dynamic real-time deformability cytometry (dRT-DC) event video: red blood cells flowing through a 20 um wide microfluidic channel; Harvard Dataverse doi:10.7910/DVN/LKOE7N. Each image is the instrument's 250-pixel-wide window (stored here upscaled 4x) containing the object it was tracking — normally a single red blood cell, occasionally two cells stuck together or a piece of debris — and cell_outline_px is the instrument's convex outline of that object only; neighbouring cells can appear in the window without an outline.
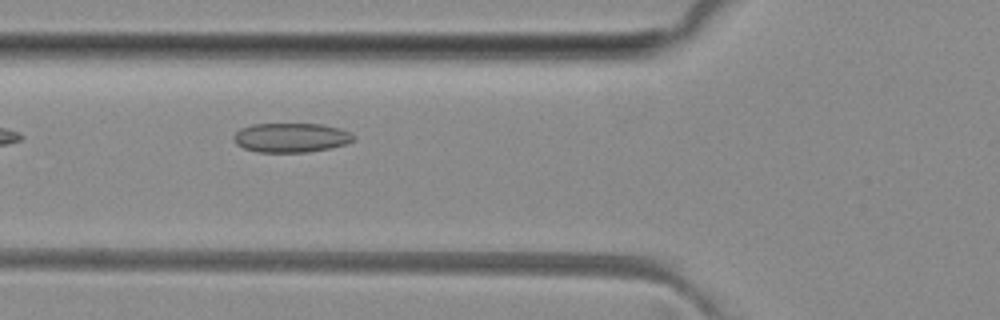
{"species": "common noctule bat (a hibernating species)", "species_latin": "Nyctalus noctula", "temperature_condition": "room temperature", "stored_images_in_passage": 36, "camera_frame_rate_fps": 3000, "um_per_image_px": 0.085, "animal": {"sex": "female", "body_mass_g": 29.2, "forearm_length_mm": 56.3}, "frame": {"image": 1, "passage_image": 4, "time_ms": 1.0, "image_size_px": [1000, 320], "cell_outline_px": [[356, 140], [344, 144], [328, 148], [308, 152], [256, 152], [244, 148], [236, 144], [232, 140], [232, 136], [240, 128], [252, 124], [320, 124], [340, 128], [356, 136]], "centroid_in_image_um": [24.7, 11.7], "position_along_channel_um": 101.1, "area_um2": 20.58}}
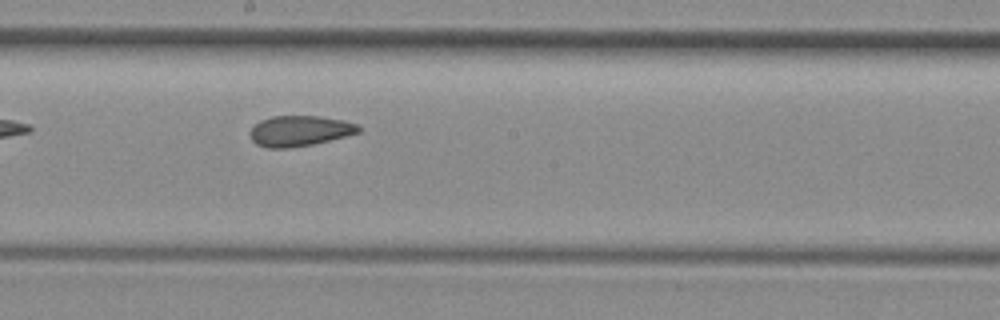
{"frame": {"image": 2, "passage_image": 13, "time_ms": 4.0, "image_size_px": [1000, 320], "cell_outline_px": [[360, 132], [312, 144], [288, 148], [264, 148], [256, 144], [252, 140], [252, 128], [260, 120], [272, 116], [320, 116], [344, 120], [356, 124], [360, 128]], "centroid_in_image_um": [25.46, 11.12], "position_along_channel_um": 222.7, "area_um2": 19.07}}
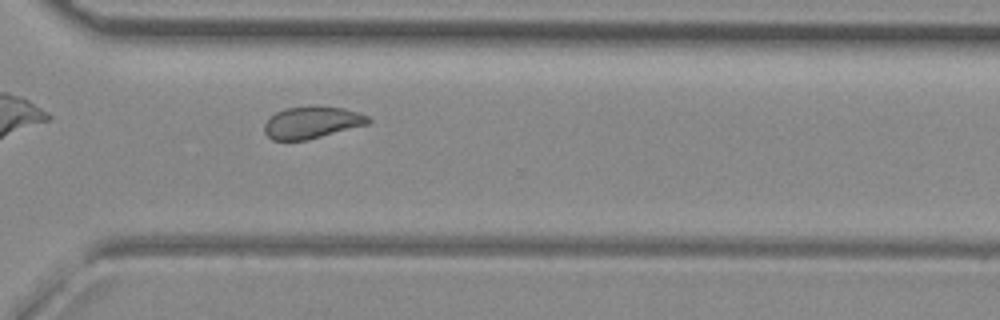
{"frame": {"image": 3, "passage_image": 22, "time_ms": 7.0, "image_size_px": [1000, 320], "cell_outline_px": [[372, 120], [368, 124], [308, 140], [272, 140], [264, 132], [264, 124], [276, 112], [288, 108], [344, 108], [368, 116]], "centroid_in_image_um": [26.51, 10.45], "position_along_channel_um": 344.1, "area_um2": 18.73}, "authors_computed_cell_mechanics": {"area_um2": 19.8832, "velocity_mm_per_s": 4.052, "shape_relaxation_time_tau1_ms": 6.831, "shape_relaxation_time_tau2_ms": 2.1527, "deformation_change_tau1": 0.1069, "deformation_change_tau2": 0.0857}}